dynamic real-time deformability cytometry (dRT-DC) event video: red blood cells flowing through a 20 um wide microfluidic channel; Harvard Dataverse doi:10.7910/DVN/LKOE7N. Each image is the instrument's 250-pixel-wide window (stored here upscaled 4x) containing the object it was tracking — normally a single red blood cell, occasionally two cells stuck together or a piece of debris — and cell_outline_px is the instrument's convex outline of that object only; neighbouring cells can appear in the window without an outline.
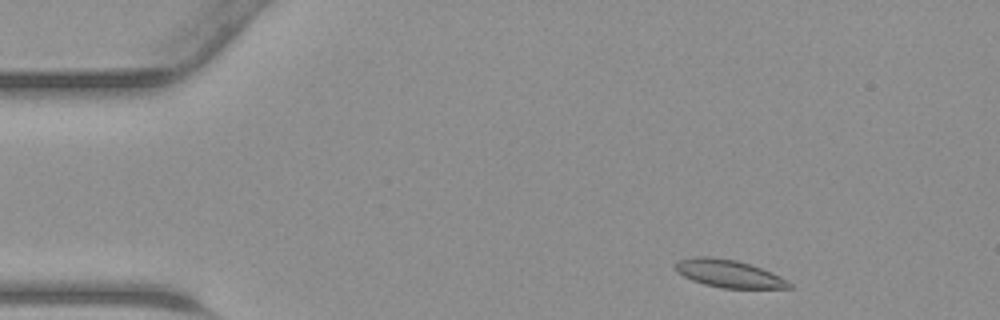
{"species": "common noctule bat (a hibernating species)", "species_latin": "Nyctalus noctula", "temperature_condition": "warm", "stored_images_in_passage": 41, "camera_frame_rate_fps": 3000, "um_per_image_px": 0.085, "animal": {"sex": "male", "body_mass_g": 23.1, "forearm_length_mm": 52.7}, "frame": {"image": 1, "passage_image": 2, "time_ms": 0.333, "image_size_px": [1000, 320], "cell_outline_px": [[792, 288], [724, 288], [704, 284], [692, 280], [676, 272], [676, 264], [680, 260], [692, 256], [712, 256], [736, 260], [752, 264], [772, 272], [788, 280], [792, 284]], "centroid_in_image_um": [61.97, 23.24], "position_along_channel_um": 23.0, "area_um2": 18.44}}
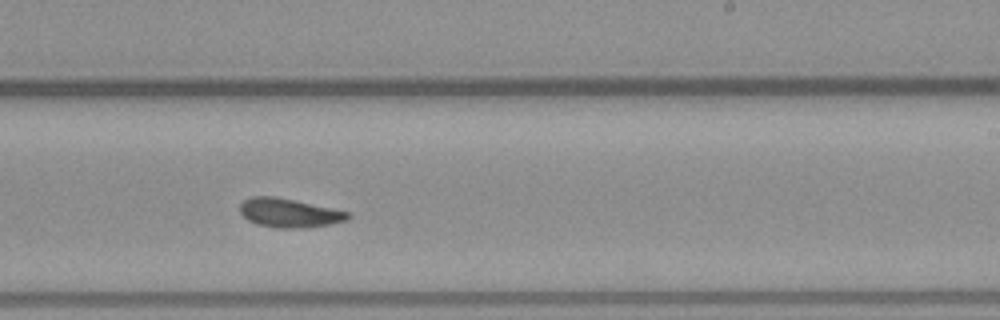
{"frame": {"image": 2, "passage_image": 23, "time_ms": 7.333, "image_size_px": [1000, 320], "cell_outline_px": [[352, 216], [348, 220], [332, 224], [304, 228], [276, 228], [260, 224], [248, 220], [240, 212], [240, 204], [244, 200], [252, 196], [276, 196], [352, 212]], "centroid_in_image_um": [24.64, 18.09], "position_along_channel_um": 264.4, "area_um2": 18.38}}
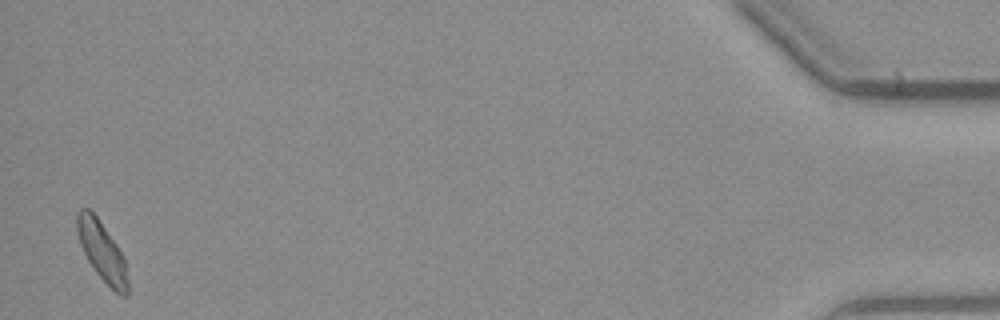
{"frame": {"image": 3, "passage_image": 40, "time_ms": 13.0, "image_size_px": [1000, 320], "cell_outline_px": [[128, 296], [120, 296], [96, 272], [88, 260], [80, 244], [76, 228], [76, 212], [80, 208], [88, 208], [96, 216], [116, 244], [124, 260], [128, 280]], "centroid_in_image_um": [8.65, 21.35], "position_along_channel_um": 426.5, "area_um2": 17.17}}